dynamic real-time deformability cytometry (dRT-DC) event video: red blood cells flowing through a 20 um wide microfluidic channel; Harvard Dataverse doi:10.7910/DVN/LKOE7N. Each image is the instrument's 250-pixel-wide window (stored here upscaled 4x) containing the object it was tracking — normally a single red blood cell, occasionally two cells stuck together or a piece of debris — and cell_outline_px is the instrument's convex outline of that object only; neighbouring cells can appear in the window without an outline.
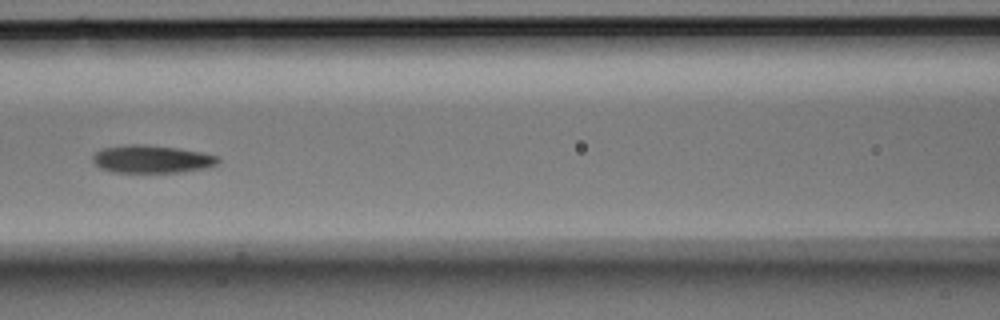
{"species": "Egyptian fruit bat (a non-hibernating species)", "species_latin": "Rousettus aegyptiacus", "temperature_condition": "room temperature", "stored_images_in_passage": 6, "camera_frame_rate_fps": 3000, "um_per_image_px": 0.085, "animal": {"sex": "male"}, "frame": {"image": 1, "passage_image": 6, "time_ms": 1.667, "image_size_px": [1000, 320], "cell_outline_px": [[220, 160], [216, 164], [208, 168], [180, 172], [112, 172], [100, 168], [92, 160], [92, 156], [100, 148], [128, 144], [144, 144], [180, 148], [204, 152], [216, 156]], "centroid_in_image_um": [12.89, 13.51], "position_along_channel_um": 153.7, "area_um2": 20.52}}